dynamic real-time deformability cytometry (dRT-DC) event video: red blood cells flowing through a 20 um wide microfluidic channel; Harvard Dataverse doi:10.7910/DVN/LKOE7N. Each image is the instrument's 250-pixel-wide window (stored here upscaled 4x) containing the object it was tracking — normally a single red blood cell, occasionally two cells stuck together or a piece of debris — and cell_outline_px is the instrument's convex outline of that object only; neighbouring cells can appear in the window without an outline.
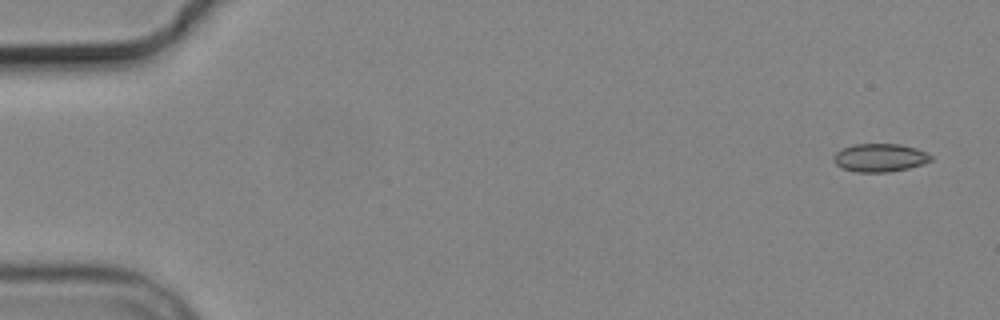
{"species": "common noctule bat (a hibernating species)", "species_latin": "Nyctalus noctula", "temperature_condition": "cold", "stored_images_in_passage": 5, "camera_frame_rate_fps": 3000, "um_per_image_px": 0.085, "animal": {"sex": "male", "body_mass_g": 19.2, "forearm_length_mm": 51.8}, "frame": {"image": 1, "passage_image": 1, "time_ms": 0.0, "image_size_px": [1000, 320], "cell_outline_px": [[932, 160], [908, 168], [888, 172], [856, 172], [844, 168], [836, 164], [832, 160], [832, 156], [840, 148], [852, 144], [900, 144], [916, 148], [928, 152], [932, 156]], "centroid_in_image_um": [74.76, 13.39], "position_along_channel_um": 10.2, "area_um2": 16.07}}
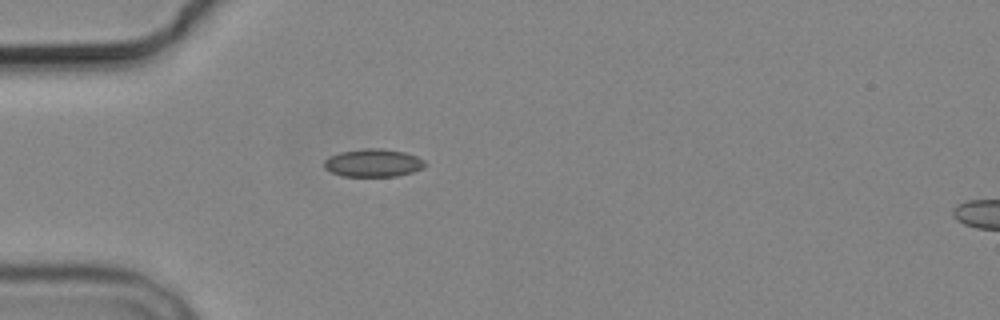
{"frame": {"image": 2, "passage_image": 5, "time_ms": 4.667, "image_size_px": [1000, 320], "cell_outline_px": [[428, 164], [424, 168], [412, 172], [396, 176], [344, 176], [332, 172], [324, 168], [324, 160], [328, 156], [340, 152], [364, 148], [380, 148], [404, 152], [416, 156], [424, 160]], "centroid_in_image_um": [31.73, 13.84], "position_along_channel_um": 53.3, "area_um2": 16.47}}